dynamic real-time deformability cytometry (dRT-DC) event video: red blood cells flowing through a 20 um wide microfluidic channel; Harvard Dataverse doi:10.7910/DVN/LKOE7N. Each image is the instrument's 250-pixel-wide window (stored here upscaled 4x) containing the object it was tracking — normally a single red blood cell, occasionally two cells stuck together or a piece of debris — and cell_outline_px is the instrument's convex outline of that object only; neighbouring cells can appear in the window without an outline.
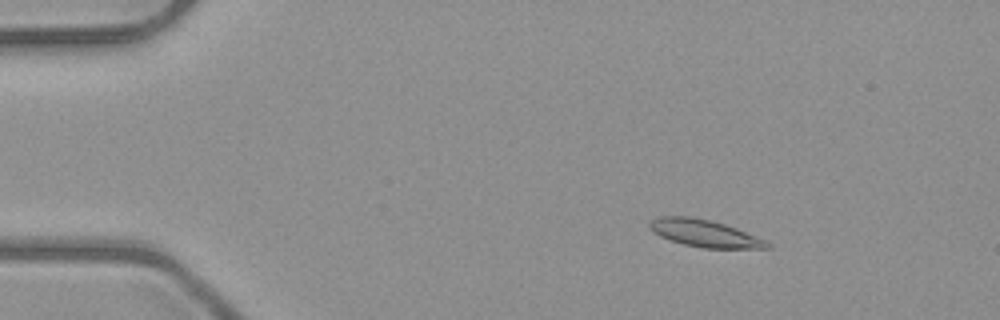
{"species": "common noctule bat (a hibernating species)", "species_latin": "Nyctalus noctula", "temperature_condition": "room temperature", "stored_images_in_passage": 52, "camera_frame_rate_fps": 3000, "um_per_image_px": 0.085, "animal": {"sex": "male", "body_mass_g": 23.1, "forearm_length_mm": 52.7}, "frame": {"image": 1, "passage_image": 8, "time_ms": 2.333, "image_size_px": [1000, 320], "cell_outline_px": [[772, 248], [704, 248], [684, 244], [660, 236], [652, 232], [648, 228], [648, 224], [652, 220], [660, 216], [688, 216], [708, 220], [724, 224], [736, 228], [764, 240], [772, 244]], "centroid_in_image_um": [59.86, 19.83], "position_along_channel_um": 25.1, "area_um2": 18.38}}
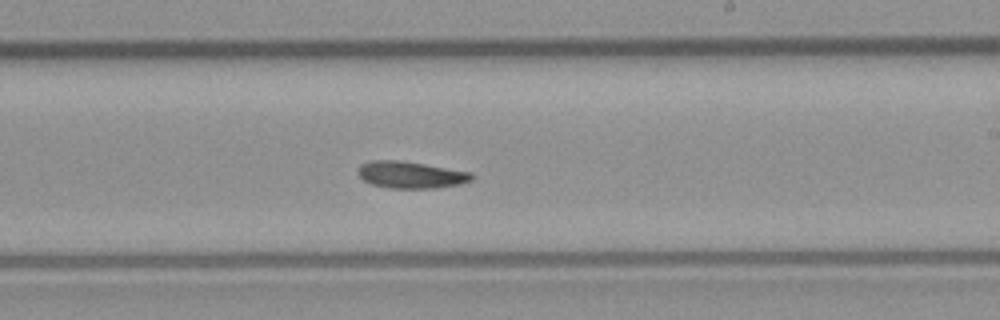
{"frame": {"image": 2, "passage_image": 31, "time_ms": 10.0, "image_size_px": [1000, 320], "cell_outline_px": [[472, 180], [460, 184], [436, 188], [388, 188], [372, 184], [364, 180], [360, 176], [360, 164], [372, 160], [400, 160], [472, 172]], "centroid_in_image_um": [34.93, 14.86], "position_along_channel_um": 254.1, "area_um2": 17.63}}
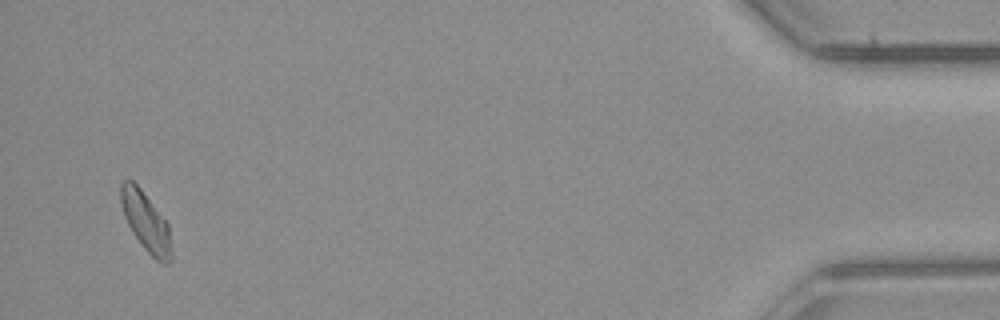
{"frame": {"image": 3, "passage_image": 50, "time_ms": 16.333, "image_size_px": [1000, 320], "cell_outline_px": [[172, 260], [168, 264], [164, 264], [156, 260], [140, 244], [132, 232], [124, 216], [120, 200], [120, 184], [124, 180], [132, 180], [140, 188], [168, 224], [172, 252]], "centroid_in_image_um": [12.4, 18.88], "position_along_channel_um": 422.8, "area_um2": 17.34}, "authors_computed_cell_mechanics": {"area_um2": 17.629, "velocity_mm_per_s": 4.0105, "shape_relaxation_time_tau1_ms": null, "shape_relaxation_time_tau2_ms": 10.9606, "deformation_change_tau1": null, "deformation_change_tau2": 0.1796}}